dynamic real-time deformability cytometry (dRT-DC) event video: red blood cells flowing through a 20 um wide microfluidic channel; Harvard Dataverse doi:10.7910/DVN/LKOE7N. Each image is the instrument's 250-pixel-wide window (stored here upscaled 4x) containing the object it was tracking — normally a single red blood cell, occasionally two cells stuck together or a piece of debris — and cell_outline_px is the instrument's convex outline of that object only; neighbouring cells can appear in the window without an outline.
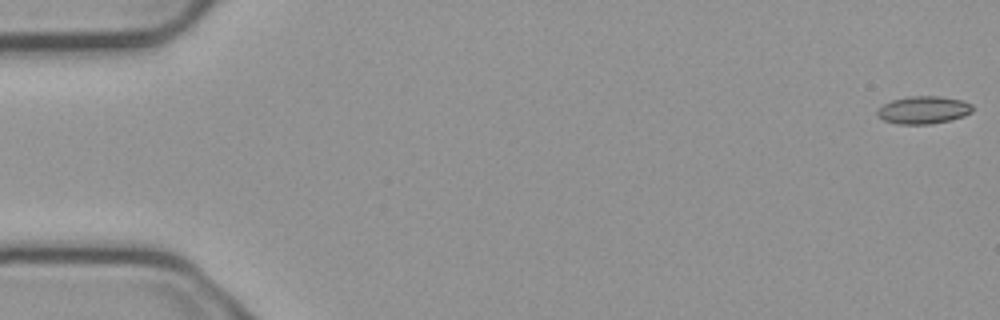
{"species": "common noctule bat (a hibernating species)", "species_latin": "Nyctalus noctula", "temperature_condition": "cold", "stored_images_in_passage": 6, "camera_frame_rate_fps": 3000, "um_per_image_px": 0.085, "animal": {"sex": "male", "body_mass_g": 23.1, "forearm_length_mm": 52.7}, "frame": {"image": 1, "passage_image": 1, "time_ms": 0.0, "image_size_px": [1000, 320], "cell_outline_px": [[972, 112], [964, 116], [932, 124], [896, 124], [884, 120], [876, 112], [884, 104], [892, 100], [908, 96], [940, 96], [960, 100], [972, 104]], "centroid_in_image_um": [78.5, 9.35], "position_along_channel_um": 6.5, "area_um2": 15.2}}